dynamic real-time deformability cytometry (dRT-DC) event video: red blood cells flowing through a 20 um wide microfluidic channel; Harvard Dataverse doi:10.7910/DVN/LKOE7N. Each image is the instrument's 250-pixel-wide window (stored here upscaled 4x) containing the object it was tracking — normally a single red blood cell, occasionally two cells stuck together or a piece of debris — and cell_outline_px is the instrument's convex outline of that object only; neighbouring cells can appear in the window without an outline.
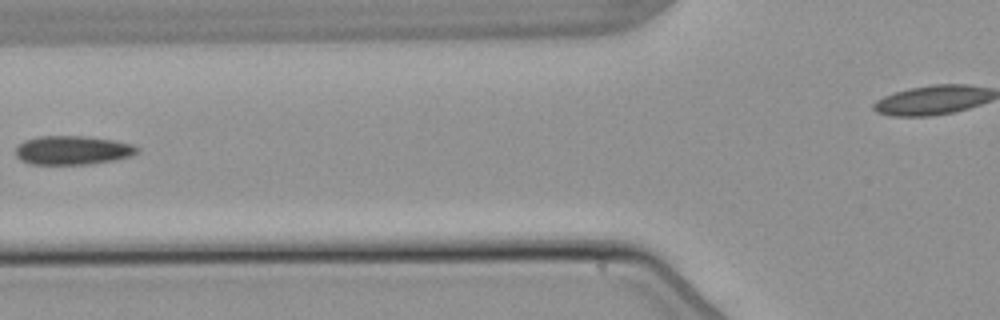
{"species": "common noctule bat (a hibernating species)", "species_latin": "Nyctalus noctula", "temperature_condition": "warm", "stored_images_in_passage": 2, "camera_frame_rate_fps": 3000, "um_per_image_px": 0.085, "animal": {"sex": "male", "body_mass_g": 21.5, "forearm_length_mm": 52.0}, "frame": {"image": 1, "passage_image": 2, "time_ms": 1.333, "image_size_px": [1000, 320], "cell_outline_px": [[140, 148], [136, 152], [128, 156], [112, 160], [92, 164], [32, 164], [20, 160], [16, 156], [16, 148], [24, 140], [40, 136], [84, 136], [112, 140], [132, 144]], "centroid_in_image_um": [6.13, 12.77], "position_along_channel_um": 119.7, "area_um2": 20.23}}